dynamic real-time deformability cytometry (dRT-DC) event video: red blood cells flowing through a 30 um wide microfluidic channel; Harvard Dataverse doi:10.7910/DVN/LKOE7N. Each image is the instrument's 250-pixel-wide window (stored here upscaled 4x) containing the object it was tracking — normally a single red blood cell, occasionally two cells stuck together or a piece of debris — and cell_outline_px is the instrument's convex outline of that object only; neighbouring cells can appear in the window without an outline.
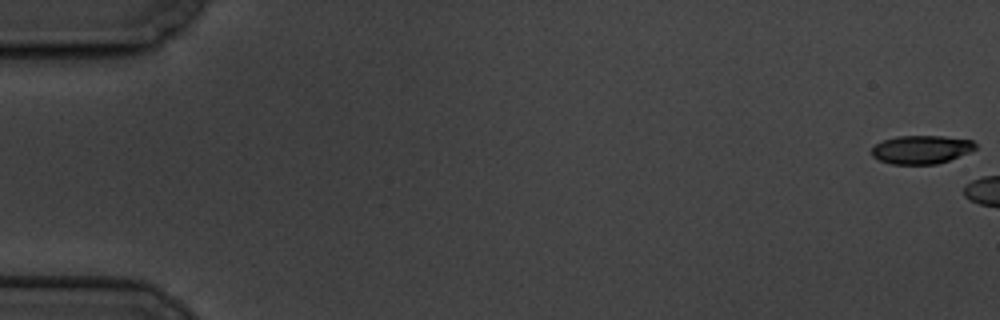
{"species": "common noctule bat (a hibernating species)", "species_latin": "Nyctalus noctula", "temperature_condition": "cold", "stored_images_in_passage": 3, "camera_frame_rate_fps": 3000, "um_per_image_px": 0.085, "animal": {"sex": "male", "body_mass_g": 19.5, "forearm_length_mm": 54.6}, "frame": {"image": 1, "passage_image": 1, "time_ms": 0.0, "image_size_px": [1000, 320], "cell_outline_px": [[976, 148], [968, 152], [948, 160], [936, 164], [892, 164], [880, 160], [872, 156], [872, 148], [876, 144], [884, 140], [896, 136], [944, 136], [972, 140], [976, 144]], "centroid_in_image_um": [78.3, 12.7], "position_along_channel_um": 6.7, "area_um2": 16.99}}